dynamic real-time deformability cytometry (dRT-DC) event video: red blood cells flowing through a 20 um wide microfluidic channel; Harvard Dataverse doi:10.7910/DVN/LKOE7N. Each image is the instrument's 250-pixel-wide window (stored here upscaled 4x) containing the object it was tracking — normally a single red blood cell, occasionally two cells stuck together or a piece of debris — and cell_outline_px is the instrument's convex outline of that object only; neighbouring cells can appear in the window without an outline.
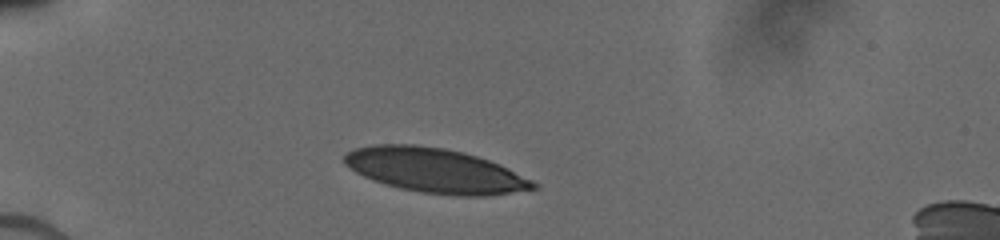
{"species": "human", "species_latin": "Homo sapiens", "temperature_condition": "cold", "stored_images_in_passage": 25, "camera_frame_rate_fps": 3000, "um_per_image_px": 0.085, "donor": {"sex": "male"}, "frame": {"image": 1, "passage_image": 1, "time_ms": 0.0, "image_size_px": [1000, 240], "cell_outline_px": [[540, 184], [536, 188], [512, 192], [484, 196], [456, 196], [420, 192], [400, 188], [384, 184], [372, 180], [348, 168], [344, 164], [344, 156], [352, 148], [372, 144], [416, 144], [444, 148], [464, 152], [500, 164]], "centroid_in_image_um": [36.95, 14.48], "position_along_channel_um": 48.1, "area_um2": 49.13}}
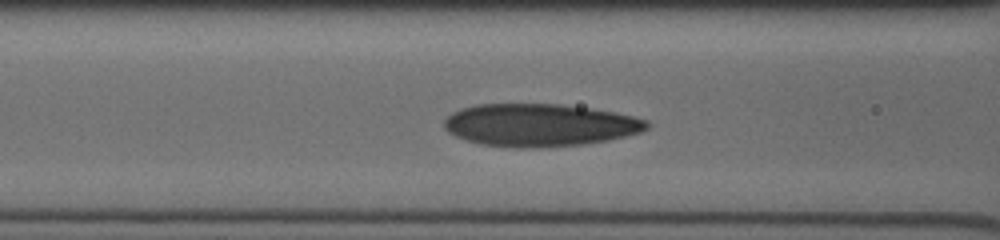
{"frame": {"image": 2, "passage_image": 12, "time_ms": 2.667, "image_size_px": [1000, 240], "cell_outline_px": [[648, 128], [640, 132], [608, 140], [584, 144], [528, 148], [520, 148], [480, 144], [464, 140], [448, 132], [444, 128], [444, 120], [452, 112], [460, 108], [476, 104], [560, 104], [588, 108], [612, 112], [632, 116], [648, 120]], "centroid_in_image_um": [45.82, 10.63], "position_along_channel_um": 120.8, "area_um2": 50.23}}
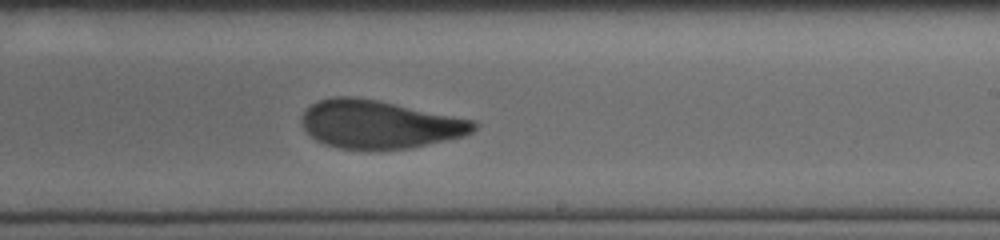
{"frame": {"image": 3, "passage_image": 25, "time_ms": 6.0, "image_size_px": [1000, 240], "cell_outline_px": [[480, 124], [472, 132], [464, 136], [408, 148], [340, 148], [324, 144], [316, 140], [304, 128], [300, 120], [300, 116], [316, 100], [332, 96], [352, 96], [376, 100], [476, 120]], "centroid_in_image_um": [32.24, 10.54], "position_along_channel_um": 256.8, "area_um2": 47.92}}